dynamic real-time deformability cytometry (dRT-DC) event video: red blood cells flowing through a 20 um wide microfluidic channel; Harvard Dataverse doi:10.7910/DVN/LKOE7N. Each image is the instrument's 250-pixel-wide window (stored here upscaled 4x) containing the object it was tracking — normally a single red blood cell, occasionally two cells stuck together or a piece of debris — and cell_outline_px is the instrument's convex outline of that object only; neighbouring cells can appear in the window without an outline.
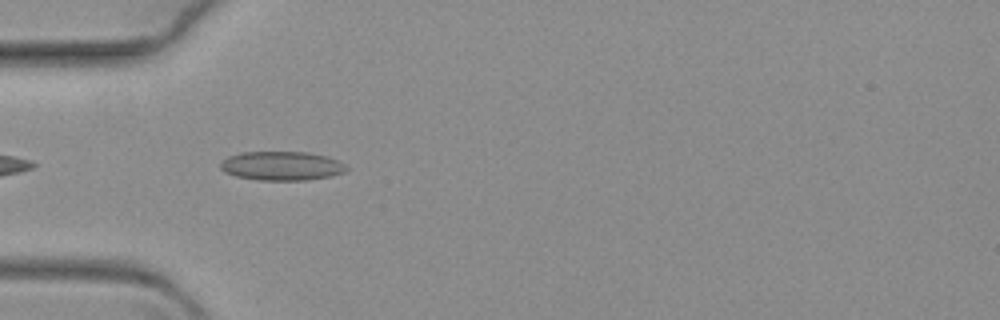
{"species": "common noctule bat (a hibernating species)", "species_latin": "Nyctalus noctula", "temperature_condition": "warm", "stored_images_in_passage": 42, "camera_frame_rate_fps": 3000, "um_per_image_px": 0.085, "animal": {"sex": "female", "body_mass_g": 19.3, "forearm_length_mm": 54.1}, "frame": {"image": 1, "passage_image": 2, "time_ms": 0.333, "image_size_px": [1000, 320], "cell_outline_px": [[348, 168], [344, 172], [328, 176], [304, 180], [256, 180], [236, 176], [224, 172], [220, 168], [220, 164], [228, 156], [240, 152], [308, 152], [324, 156], [336, 160], [344, 164]], "centroid_in_image_um": [23.89, 14.1], "position_along_channel_um": 61.1, "area_um2": 21.1}}
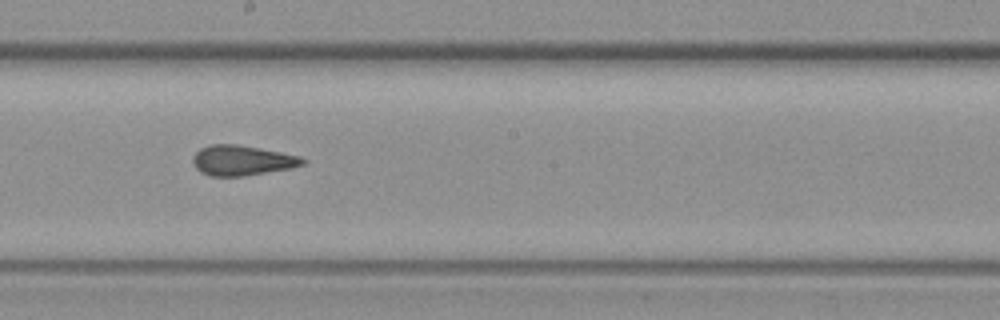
{"frame": {"image": 2, "passage_image": 18, "time_ms": 5.667, "image_size_px": [1000, 320], "cell_outline_px": [[308, 160], [304, 164], [288, 168], [244, 176], [208, 176], [200, 172], [196, 168], [192, 160], [192, 156], [200, 148], [212, 144], [236, 144], [260, 148], [300, 156]], "centroid_in_image_um": [20.54, 13.63], "position_along_channel_um": 227.7, "area_um2": 19.25}}
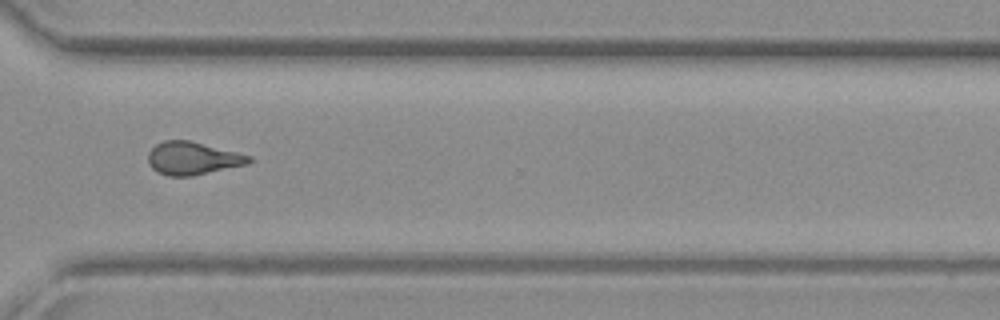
{"frame": {"image": 3, "passage_image": 30, "time_ms": 9.667, "image_size_px": [1000, 320], "cell_outline_px": [[252, 160], [248, 164], [192, 176], [168, 176], [156, 172], [148, 164], [148, 152], [156, 144], [164, 140], [188, 140], [252, 156]], "centroid_in_image_um": [16.35, 13.46], "position_along_channel_um": 354.3, "area_um2": 19.31}}